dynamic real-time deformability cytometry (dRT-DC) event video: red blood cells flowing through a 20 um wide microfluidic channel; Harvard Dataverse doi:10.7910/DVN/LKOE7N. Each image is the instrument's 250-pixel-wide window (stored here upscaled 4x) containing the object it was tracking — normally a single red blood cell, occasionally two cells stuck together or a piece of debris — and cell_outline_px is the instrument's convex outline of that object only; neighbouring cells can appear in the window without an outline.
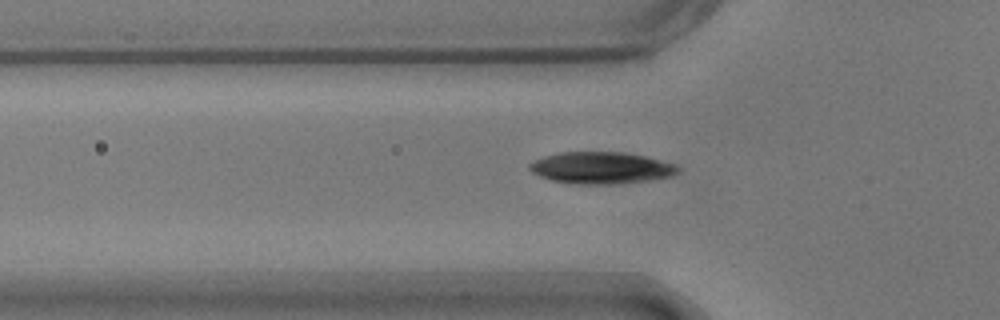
{"species": "common noctule bat (a hibernating species)", "species_latin": "Nyctalus noctula", "temperature_condition": "warm", "stored_images_in_passage": 39, "camera_frame_rate_fps": 3000, "um_per_image_px": 0.085, "animal": {"sex": "male", "body_mass_g": 17.9}, "frame": {"image": 1, "passage_image": 6, "time_ms": 1.667, "image_size_px": [1000, 320], "cell_outline_px": [[680, 172], [672, 176], [648, 180], [620, 184], [576, 184], [552, 180], [540, 176], [532, 172], [528, 168], [528, 164], [544, 156], [560, 152], [624, 152], [644, 156], [676, 164], [680, 168]], "centroid_in_image_um": [51.12, 14.27], "position_along_channel_um": 74.7, "area_um2": 27.57}}
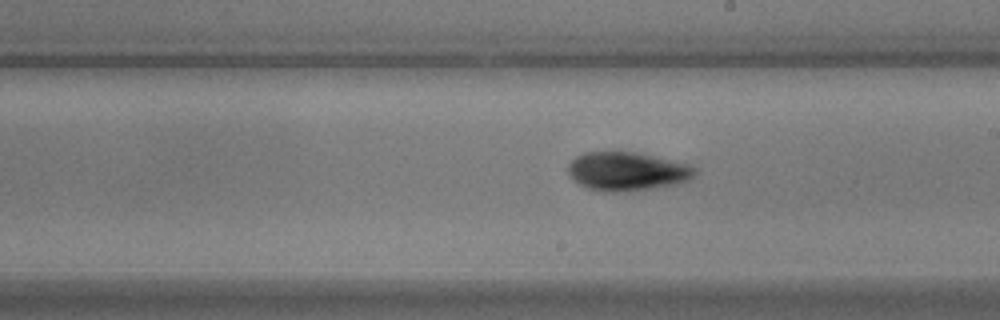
{"frame": {"image": 2, "passage_image": 19, "time_ms": 6.0, "image_size_px": [1000, 320], "cell_outline_px": [[696, 172], [688, 180], [676, 184], [652, 188], [612, 192], [588, 188], [580, 184], [568, 176], [568, 164], [576, 156], [584, 152], [636, 152], [688, 164], [696, 168]], "centroid_in_image_um": [53.27, 14.55], "position_along_channel_um": 235.7, "area_um2": 28.21}}
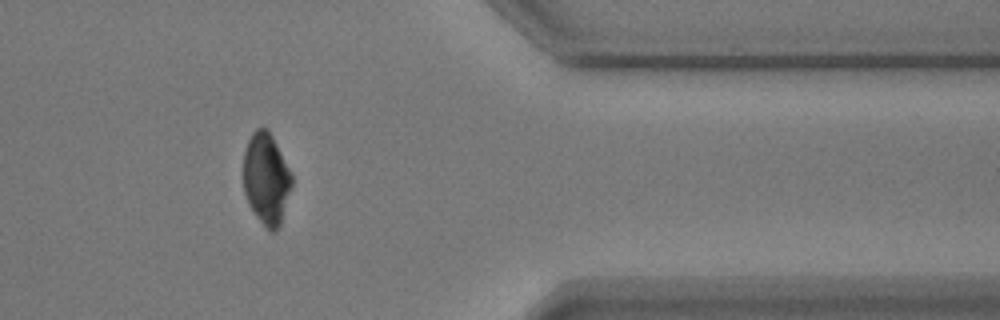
{"frame": {"image": 3, "passage_image": 33, "time_ms": 10.667, "image_size_px": [1000, 320], "cell_outline_px": [[292, 184], [280, 224], [276, 232], [272, 232], [260, 220], [248, 204], [244, 192], [244, 152], [248, 140], [252, 132], [256, 128], [268, 128], [292, 172]], "centroid_in_image_um": [22.64, 15.15], "position_along_channel_um": 388.8, "area_um2": 25.66}, "authors_computed_cell_mechanics": {"area_um2": 27.5706, "velocity_mm_per_s": 3.6964, "shape_relaxation_time_tau1_ms": 4.3578, "shape_relaxation_time_tau2_ms": 1.8947, "deformation_change_tau1": 0.1371, "deformation_change_tau2": 0.0496}}